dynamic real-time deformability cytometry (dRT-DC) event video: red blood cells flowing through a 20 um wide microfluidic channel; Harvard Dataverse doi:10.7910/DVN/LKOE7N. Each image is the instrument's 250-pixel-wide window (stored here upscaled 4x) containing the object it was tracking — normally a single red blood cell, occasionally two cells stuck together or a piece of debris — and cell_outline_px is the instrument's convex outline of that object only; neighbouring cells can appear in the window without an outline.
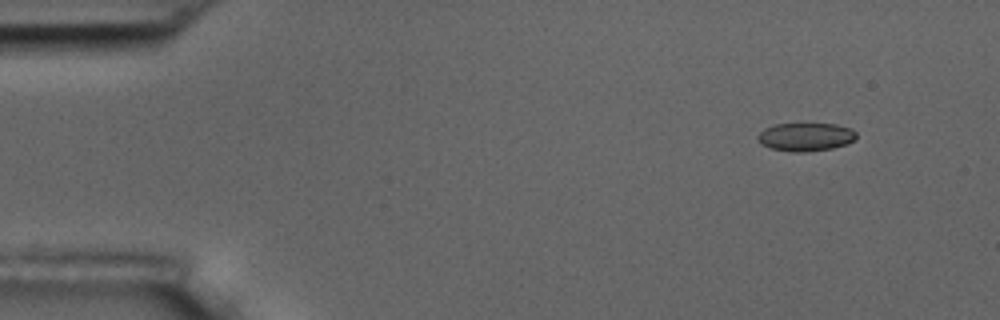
{"species": "common noctule bat (a hibernating species)", "species_latin": "Nyctalus noctula", "temperature_condition": "room temperature", "stored_images_in_passage": 4, "camera_frame_rate_fps": 3000, "um_per_image_px": 0.085, "animal": {"sex": "male", "body_mass_g": 17.5, "forearm_length_mm": 52.3}, "frame": {"image": 1, "passage_image": 1, "time_ms": 0.0, "image_size_px": [1000, 320], "cell_outline_px": [[856, 140], [848, 144], [832, 148], [808, 152], [792, 152], [772, 148], [760, 144], [756, 136], [764, 128], [776, 124], [836, 124], [852, 128], [856, 132]], "centroid_in_image_um": [68.5, 11.64], "position_along_channel_um": 16.5, "area_um2": 16.42}}
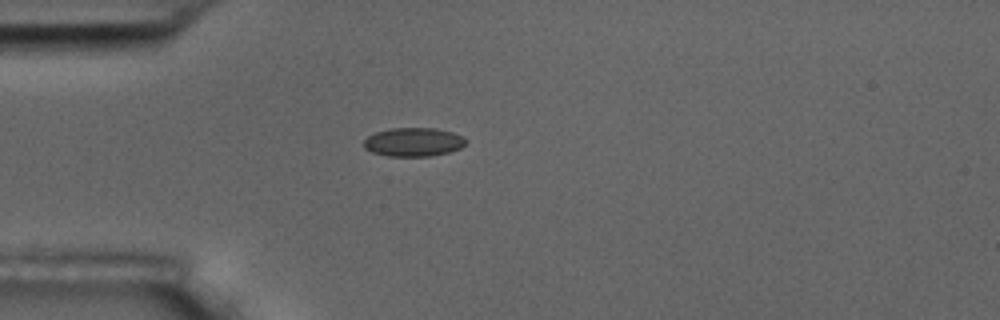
{"frame": {"image": 2, "passage_image": 3, "time_ms": 3.333, "image_size_px": [1000, 320], "cell_outline_px": [[468, 140], [460, 148], [448, 152], [428, 156], [388, 156], [372, 152], [364, 148], [364, 140], [368, 136], [376, 132], [392, 128], [436, 128], [452, 132], [464, 136]], "centroid_in_image_um": [35.15, 12.07], "position_along_channel_um": 49.8, "area_um2": 17.05}}